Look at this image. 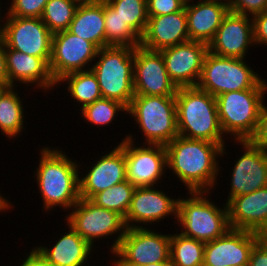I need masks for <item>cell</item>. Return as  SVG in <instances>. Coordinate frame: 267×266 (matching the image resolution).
I'll list each match as a JSON object with an SVG mask.
<instances>
[{"mask_svg": "<svg viewBox=\"0 0 267 266\" xmlns=\"http://www.w3.org/2000/svg\"><path fill=\"white\" fill-rule=\"evenodd\" d=\"M255 46L267 47V10L252 16Z\"/></svg>", "mask_w": 267, "mask_h": 266, "instance_id": "74e56055", "label": "cell"}, {"mask_svg": "<svg viewBox=\"0 0 267 266\" xmlns=\"http://www.w3.org/2000/svg\"><path fill=\"white\" fill-rule=\"evenodd\" d=\"M11 86L0 83V98Z\"/></svg>", "mask_w": 267, "mask_h": 266, "instance_id": "bcb514c9", "label": "cell"}, {"mask_svg": "<svg viewBox=\"0 0 267 266\" xmlns=\"http://www.w3.org/2000/svg\"><path fill=\"white\" fill-rule=\"evenodd\" d=\"M189 40L184 7L171 14L148 16V24L140 45L149 50L160 51Z\"/></svg>", "mask_w": 267, "mask_h": 266, "instance_id": "603a6c76", "label": "cell"}, {"mask_svg": "<svg viewBox=\"0 0 267 266\" xmlns=\"http://www.w3.org/2000/svg\"><path fill=\"white\" fill-rule=\"evenodd\" d=\"M127 115L142 132V144L167 145L178 133L175 96L135 94Z\"/></svg>", "mask_w": 267, "mask_h": 266, "instance_id": "8992f818", "label": "cell"}, {"mask_svg": "<svg viewBox=\"0 0 267 266\" xmlns=\"http://www.w3.org/2000/svg\"><path fill=\"white\" fill-rule=\"evenodd\" d=\"M227 147L178 135L165 145L167 170L185 185L188 192H214L217 180L220 181L218 175L223 171L220 159L224 155L227 157Z\"/></svg>", "mask_w": 267, "mask_h": 266, "instance_id": "6da1fadb", "label": "cell"}, {"mask_svg": "<svg viewBox=\"0 0 267 266\" xmlns=\"http://www.w3.org/2000/svg\"><path fill=\"white\" fill-rule=\"evenodd\" d=\"M261 237L230 228L223 236L205 243L202 266H248L251 250Z\"/></svg>", "mask_w": 267, "mask_h": 266, "instance_id": "ac0fdd59", "label": "cell"}, {"mask_svg": "<svg viewBox=\"0 0 267 266\" xmlns=\"http://www.w3.org/2000/svg\"><path fill=\"white\" fill-rule=\"evenodd\" d=\"M25 257L22 262L18 263L20 266H55L52 264L42 253L41 251L34 246L30 252L25 253ZM18 265V266H19Z\"/></svg>", "mask_w": 267, "mask_h": 266, "instance_id": "60d3db41", "label": "cell"}, {"mask_svg": "<svg viewBox=\"0 0 267 266\" xmlns=\"http://www.w3.org/2000/svg\"><path fill=\"white\" fill-rule=\"evenodd\" d=\"M78 5L72 0H49L40 18L53 34L68 30Z\"/></svg>", "mask_w": 267, "mask_h": 266, "instance_id": "d6a6232c", "label": "cell"}, {"mask_svg": "<svg viewBox=\"0 0 267 266\" xmlns=\"http://www.w3.org/2000/svg\"><path fill=\"white\" fill-rule=\"evenodd\" d=\"M98 50L95 44L68 30L54 33L49 69L55 82L68 73L90 70Z\"/></svg>", "mask_w": 267, "mask_h": 266, "instance_id": "7c38bea8", "label": "cell"}, {"mask_svg": "<svg viewBox=\"0 0 267 266\" xmlns=\"http://www.w3.org/2000/svg\"><path fill=\"white\" fill-rule=\"evenodd\" d=\"M106 46H140L141 38L119 17L118 13L104 0Z\"/></svg>", "mask_w": 267, "mask_h": 266, "instance_id": "f546056e", "label": "cell"}, {"mask_svg": "<svg viewBox=\"0 0 267 266\" xmlns=\"http://www.w3.org/2000/svg\"><path fill=\"white\" fill-rule=\"evenodd\" d=\"M141 38L148 24L147 0H105Z\"/></svg>", "mask_w": 267, "mask_h": 266, "instance_id": "1f68e13d", "label": "cell"}, {"mask_svg": "<svg viewBox=\"0 0 267 266\" xmlns=\"http://www.w3.org/2000/svg\"><path fill=\"white\" fill-rule=\"evenodd\" d=\"M91 70L103 98L119 101L127 108L135 95L133 85L134 48L106 46L98 50Z\"/></svg>", "mask_w": 267, "mask_h": 266, "instance_id": "52a82bcc", "label": "cell"}, {"mask_svg": "<svg viewBox=\"0 0 267 266\" xmlns=\"http://www.w3.org/2000/svg\"><path fill=\"white\" fill-rule=\"evenodd\" d=\"M251 141L267 150V102L265 103V98L260 110L259 125Z\"/></svg>", "mask_w": 267, "mask_h": 266, "instance_id": "ab89813d", "label": "cell"}, {"mask_svg": "<svg viewBox=\"0 0 267 266\" xmlns=\"http://www.w3.org/2000/svg\"><path fill=\"white\" fill-rule=\"evenodd\" d=\"M210 193L187 192V198L178 199L177 226L183 236L206 243L223 236L230 229L226 203L217 206L208 199Z\"/></svg>", "mask_w": 267, "mask_h": 266, "instance_id": "5b68a950", "label": "cell"}, {"mask_svg": "<svg viewBox=\"0 0 267 266\" xmlns=\"http://www.w3.org/2000/svg\"><path fill=\"white\" fill-rule=\"evenodd\" d=\"M248 266H267V236H262L251 250Z\"/></svg>", "mask_w": 267, "mask_h": 266, "instance_id": "f35d334b", "label": "cell"}, {"mask_svg": "<svg viewBox=\"0 0 267 266\" xmlns=\"http://www.w3.org/2000/svg\"><path fill=\"white\" fill-rule=\"evenodd\" d=\"M72 1H75L78 4H88V3L96 2L98 0H72Z\"/></svg>", "mask_w": 267, "mask_h": 266, "instance_id": "7dc6e473", "label": "cell"}, {"mask_svg": "<svg viewBox=\"0 0 267 266\" xmlns=\"http://www.w3.org/2000/svg\"><path fill=\"white\" fill-rule=\"evenodd\" d=\"M171 234L170 260L173 266H202L205 243L183 236L178 232Z\"/></svg>", "mask_w": 267, "mask_h": 266, "instance_id": "f1b7e54d", "label": "cell"}, {"mask_svg": "<svg viewBox=\"0 0 267 266\" xmlns=\"http://www.w3.org/2000/svg\"><path fill=\"white\" fill-rule=\"evenodd\" d=\"M215 1H221V2H224L226 4H228L229 0H215Z\"/></svg>", "mask_w": 267, "mask_h": 266, "instance_id": "681fc988", "label": "cell"}, {"mask_svg": "<svg viewBox=\"0 0 267 266\" xmlns=\"http://www.w3.org/2000/svg\"><path fill=\"white\" fill-rule=\"evenodd\" d=\"M171 233L146 228H127L111 258L116 266H143L170 260Z\"/></svg>", "mask_w": 267, "mask_h": 266, "instance_id": "30bf717a", "label": "cell"}, {"mask_svg": "<svg viewBox=\"0 0 267 266\" xmlns=\"http://www.w3.org/2000/svg\"><path fill=\"white\" fill-rule=\"evenodd\" d=\"M99 159L90 164V168L85 169L84 176L79 175V195L80 198L91 199L100 191L109 189L116 184L127 180L126 161L124 154V140L110 149ZM94 163V164H93Z\"/></svg>", "mask_w": 267, "mask_h": 266, "instance_id": "e0dca14e", "label": "cell"}, {"mask_svg": "<svg viewBox=\"0 0 267 266\" xmlns=\"http://www.w3.org/2000/svg\"><path fill=\"white\" fill-rule=\"evenodd\" d=\"M186 4L189 39L207 45L214 39L223 18L228 14V4L215 0H198Z\"/></svg>", "mask_w": 267, "mask_h": 266, "instance_id": "cb8c5ba5", "label": "cell"}, {"mask_svg": "<svg viewBox=\"0 0 267 266\" xmlns=\"http://www.w3.org/2000/svg\"><path fill=\"white\" fill-rule=\"evenodd\" d=\"M226 205L231 229L267 236V186L250 194L231 198Z\"/></svg>", "mask_w": 267, "mask_h": 266, "instance_id": "7402d4cb", "label": "cell"}, {"mask_svg": "<svg viewBox=\"0 0 267 266\" xmlns=\"http://www.w3.org/2000/svg\"><path fill=\"white\" fill-rule=\"evenodd\" d=\"M184 6L181 0H147V15H167L182 10Z\"/></svg>", "mask_w": 267, "mask_h": 266, "instance_id": "8d00e7d4", "label": "cell"}, {"mask_svg": "<svg viewBox=\"0 0 267 266\" xmlns=\"http://www.w3.org/2000/svg\"><path fill=\"white\" fill-rule=\"evenodd\" d=\"M243 149L233 165L230 177V192L225 203L231 198L250 194L267 186V150L254 144L251 140L235 141ZM243 147V148H242Z\"/></svg>", "mask_w": 267, "mask_h": 266, "instance_id": "4fadbf2b", "label": "cell"}, {"mask_svg": "<svg viewBox=\"0 0 267 266\" xmlns=\"http://www.w3.org/2000/svg\"><path fill=\"white\" fill-rule=\"evenodd\" d=\"M10 209H14L13 204H11V201H9L7 197L2 195V192H0V212L5 213Z\"/></svg>", "mask_w": 267, "mask_h": 266, "instance_id": "7bdbcfd3", "label": "cell"}, {"mask_svg": "<svg viewBox=\"0 0 267 266\" xmlns=\"http://www.w3.org/2000/svg\"><path fill=\"white\" fill-rule=\"evenodd\" d=\"M228 7L230 12L252 17L267 10V0H229Z\"/></svg>", "mask_w": 267, "mask_h": 266, "instance_id": "d590c367", "label": "cell"}, {"mask_svg": "<svg viewBox=\"0 0 267 266\" xmlns=\"http://www.w3.org/2000/svg\"><path fill=\"white\" fill-rule=\"evenodd\" d=\"M135 186L128 180L100 191L90 200L99 207L115 211L124 218L129 210Z\"/></svg>", "mask_w": 267, "mask_h": 266, "instance_id": "4dcf8cb0", "label": "cell"}, {"mask_svg": "<svg viewBox=\"0 0 267 266\" xmlns=\"http://www.w3.org/2000/svg\"><path fill=\"white\" fill-rule=\"evenodd\" d=\"M19 94L17 87L11 86L0 98V132L9 140L26 130V106Z\"/></svg>", "mask_w": 267, "mask_h": 266, "instance_id": "4316f807", "label": "cell"}, {"mask_svg": "<svg viewBox=\"0 0 267 266\" xmlns=\"http://www.w3.org/2000/svg\"><path fill=\"white\" fill-rule=\"evenodd\" d=\"M134 137L129 133L121 138L124 140L127 180L135 187H157L159 181L165 183L162 181L167 173L165 146L145 143L136 146Z\"/></svg>", "mask_w": 267, "mask_h": 266, "instance_id": "8fae6325", "label": "cell"}, {"mask_svg": "<svg viewBox=\"0 0 267 266\" xmlns=\"http://www.w3.org/2000/svg\"><path fill=\"white\" fill-rule=\"evenodd\" d=\"M255 46L253 21L248 15L228 12L223 18L208 50L218 56L245 59Z\"/></svg>", "mask_w": 267, "mask_h": 266, "instance_id": "ffe728a7", "label": "cell"}, {"mask_svg": "<svg viewBox=\"0 0 267 266\" xmlns=\"http://www.w3.org/2000/svg\"><path fill=\"white\" fill-rule=\"evenodd\" d=\"M49 0H9L6 16L40 18ZM10 3V5H9Z\"/></svg>", "mask_w": 267, "mask_h": 266, "instance_id": "e575fe53", "label": "cell"}, {"mask_svg": "<svg viewBox=\"0 0 267 266\" xmlns=\"http://www.w3.org/2000/svg\"><path fill=\"white\" fill-rule=\"evenodd\" d=\"M1 8H2V6L0 3V42L3 41V39H4V20L3 19H5V16H6V12L4 13V10H2ZM2 13L4 14V16Z\"/></svg>", "mask_w": 267, "mask_h": 266, "instance_id": "ee69618b", "label": "cell"}, {"mask_svg": "<svg viewBox=\"0 0 267 266\" xmlns=\"http://www.w3.org/2000/svg\"><path fill=\"white\" fill-rule=\"evenodd\" d=\"M266 94L267 79H262L252 89L216 96L219 123L226 138L229 135L230 140L243 141L255 136Z\"/></svg>", "mask_w": 267, "mask_h": 266, "instance_id": "277c9868", "label": "cell"}, {"mask_svg": "<svg viewBox=\"0 0 267 266\" xmlns=\"http://www.w3.org/2000/svg\"><path fill=\"white\" fill-rule=\"evenodd\" d=\"M5 56L9 86L17 87L18 83L25 84V88L33 86V91L41 89L43 90L41 92L45 93H49L57 87V83L51 75L49 63L44 58L12 50L6 45Z\"/></svg>", "mask_w": 267, "mask_h": 266, "instance_id": "44dd1931", "label": "cell"}, {"mask_svg": "<svg viewBox=\"0 0 267 266\" xmlns=\"http://www.w3.org/2000/svg\"><path fill=\"white\" fill-rule=\"evenodd\" d=\"M81 116L84 118L89 125H96L106 127L109 124L115 121V118L118 116V112L127 114V107L120 103L119 101L100 98L95 102L84 106L82 109H79Z\"/></svg>", "mask_w": 267, "mask_h": 266, "instance_id": "836d02e7", "label": "cell"}, {"mask_svg": "<svg viewBox=\"0 0 267 266\" xmlns=\"http://www.w3.org/2000/svg\"><path fill=\"white\" fill-rule=\"evenodd\" d=\"M185 5L189 4L190 2H192L193 0H181Z\"/></svg>", "mask_w": 267, "mask_h": 266, "instance_id": "c3c4849f", "label": "cell"}, {"mask_svg": "<svg viewBox=\"0 0 267 266\" xmlns=\"http://www.w3.org/2000/svg\"><path fill=\"white\" fill-rule=\"evenodd\" d=\"M110 261H112V262H111V266H116V264L113 262L112 259H111Z\"/></svg>", "mask_w": 267, "mask_h": 266, "instance_id": "f907efd6", "label": "cell"}, {"mask_svg": "<svg viewBox=\"0 0 267 266\" xmlns=\"http://www.w3.org/2000/svg\"><path fill=\"white\" fill-rule=\"evenodd\" d=\"M246 59L222 57L207 52L197 87L216 97L220 94L254 88L263 78Z\"/></svg>", "mask_w": 267, "mask_h": 266, "instance_id": "9c48e42d", "label": "cell"}, {"mask_svg": "<svg viewBox=\"0 0 267 266\" xmlns=\"http://www.w3.org/2000/svg\"><path fill=\"white\" fill-rule=\"evenodd\" d=\"M68 31L90 41L99 49L106 47L104 0L79 4Z\"/></svg>", "mask_w": 267, "mask_h": 266, "instance_id": "484cf974", "label": "cell"}, {"mask_svg": "<svg viewBox=\"0 0 267 266\" xmlns=\"http://www.w3.org/2000/svg\"><path fill=\"white\" fill-rule=\"evenodd\" d=\"M39 163L34 172L44 212L54 208L70 209L80 200L81 163L71 159L60 148L44 146L39 150ZM58 206V207H57Z\"/></svg>", "mask_w": 267, "mask_h": 266, "instance_id": "7a4b0ae2", "label": "cell"}, {"mask_svg": "<svg viewBox=\"0 0 267 266\" xmlns=\"http://www.w3.org/2000/svg\"><path fill=\"white\" fill-rule=\"evenodd\" d=\"M143 266H173V264L171 263V260H169V261H163V262H158V263H150V264H146Z\"/></svg>", "mask_w": 267, "mask_h": 266, "instance_id": "f6af8a7d", "label": "cell"}, {"mask_svg": "<svg viewBox=\"0 0 267 266\" xmlns=\"http://www.w3.org/2000/svg\"><path fill=\"white\" fill-rule=\"evenodd\" d=\"M134 92L138 95L175 96L178 87L167 73L160 51L134 48Z\"/></svg>", "mask_w": 267, "mask_h": 266, "instance_id": "2e32d148", "label": "cell"}, {"mask_svg": "<svg viewBox=\"0 0 267 266\" xmlns=\"http://www.w3.org/2000/svg\"><path fill=\"white\" fill-rule=\"evenodd\" d=\"M56 83L58 88L62 86L61 83L66 84L65 89L70 93V98L81 105H78L80 109L102 98L97 77L91 69L68 73Z\"/></svg>", "mask_w": 267, "mask_h": 266, "instance_id": "83f0119b", "label": "cell"}, {"mask_svg": "<svg viewBox=\"0 0 267 266\" xmlns=\"http://www.w3.org/2000/svg\"><path fill=\"white\" fill-rule=\"evenodd\" d=\"M178 198L173 199L163 190L152 187H136L129 210L124 218L127 228H146L167 217L177 224ZM176 221V222H175ZM148 224V225H147ZM147 225V226H146Z\"/></svg>", "mask_w": 267, "mask_h": 266, "instance_id": "9a60e30c", "label": "cell"}, {"mask_svg": "<svg viewBox=\"0 0 267 266\" xmlns=\"http://www.w3.org/2000/svg\"><path fill=\"white\" fill-rule=\"evenodd\" d=\"M177 127L180 136L218 143L227 138L222 132L216 97L197 86L178 87L175 95Z\"/></svg>", "mask_w": 267, "mask_h": 266, "instance_id": "3957f363", "label": "cell"}, {"mask_svg": "<svg viewBox=\"0 0 267 266\" xmlns=\"http://www.w3.org/2000/svg\"><path fill=\"white\" fill-rule=\"evenodd\" d=\"M208 45L199 41H186L160 50L170 79L177 87L197 86Z\"/></svg>", "mask_w": 267, "mask_h": 266, "instance_id": "d6986e66", "label": "cell"}, {"mask_svg": "<svg viewBox=\"0 0 267 266\" xmlns=\"http://www.w3.org/2000/svg\"><path fill=\"white\" fill-rule=\"evenodd\" d=\"M4 20L3 40L8 48L50 62L53 33L41 18L6 16Z\"/></svg>", "mask_w": 267, "mask_h": 266, "instance_id": "5bb4252c", "label": "cell"}, {"mask_svg": "<svg viewBox=\"0 0 267 266\" xmlns=\"http://www.w3.org/2000/svg\"><path fill=\"white\" fill-rule=\"evenodd\" d=\"M0 83L9 85L4 40L0 42Z\"/></svg>", "mask_w": 267, "mask_h": 266, "instance_id": "b9f144b4", "label": "cell"}, {"mask_svg": "<svg viewBox=\"0 0 267 266\" xmlns=\"http://www.w3.org/2000/svg\"><path fill=\"white\" fill-rule=\"evenodd\" d=\"M65 225L69 231L58 237L52 246L36 245V247L55 266H89L87 261L90 262L89 259L93 258L91 254H94L92 252L96 249L70 225L67 223Z\"/></svg>", "mask_w": 267, "mask_h": 266, "instance_id": "d4e9b609", "label": "cell"}, {"mask_svg": "<svg viewBox=\"0 0 267 266\" xmlns=\"http://www.w3.org/2000/svg\"><path fill=\"white\" fill-rule=\"evenodd\" d=\"M70 210L64 220L84 240L94 248L96 241L113 237L109 249L111 254L116 251L127 229L122 215L84 198H80Z\"/></svg>", "mask_w": 267, "mask_h": 266, "instance_id": "ba28073f", "label": "cell"}]
</instances>
